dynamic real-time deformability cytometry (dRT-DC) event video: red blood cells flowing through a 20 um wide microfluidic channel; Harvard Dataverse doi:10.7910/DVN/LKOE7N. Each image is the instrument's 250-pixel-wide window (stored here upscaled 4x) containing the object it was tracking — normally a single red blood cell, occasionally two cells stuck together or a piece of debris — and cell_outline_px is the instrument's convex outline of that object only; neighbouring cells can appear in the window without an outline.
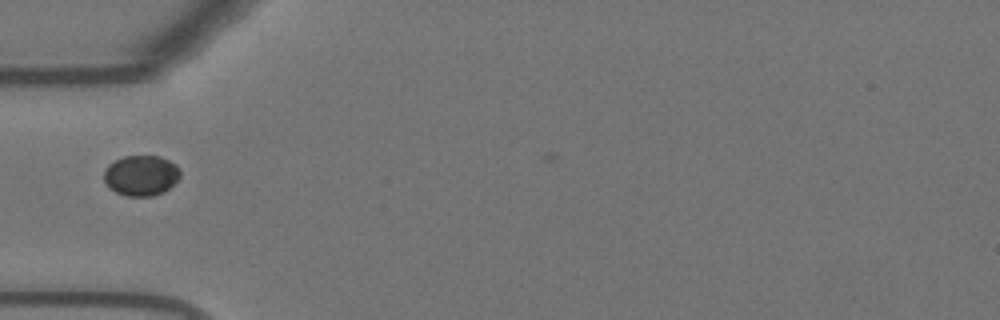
{"species": "Egyptian fruit bat (a non-hibernating species)", "species_latin": "Rousettus aegyptiacus", "temperature_condition": "warm", "stored_images_in_passage": 4, "camera_frame_rate_fps": 3000, "um_per_image_px": 0.085, "animal": {"sex": "female"}, "frame": {"image": 1, "passage_image": 1, "time_ms": 0.0, "image_size_px": [1000, 320], "cell_outline_px": [[180, 176], [164, 192], [152, 196], [128, 196], [116, 192], [104, 180], [104, 172], [108, 164], [124, 156], [160, 156], [176, 164], [180, 168]], "centroid_in_image_um": [12.01, 14.9], "position_along_channel_um": 73.0, "area_um2": 17.8}}